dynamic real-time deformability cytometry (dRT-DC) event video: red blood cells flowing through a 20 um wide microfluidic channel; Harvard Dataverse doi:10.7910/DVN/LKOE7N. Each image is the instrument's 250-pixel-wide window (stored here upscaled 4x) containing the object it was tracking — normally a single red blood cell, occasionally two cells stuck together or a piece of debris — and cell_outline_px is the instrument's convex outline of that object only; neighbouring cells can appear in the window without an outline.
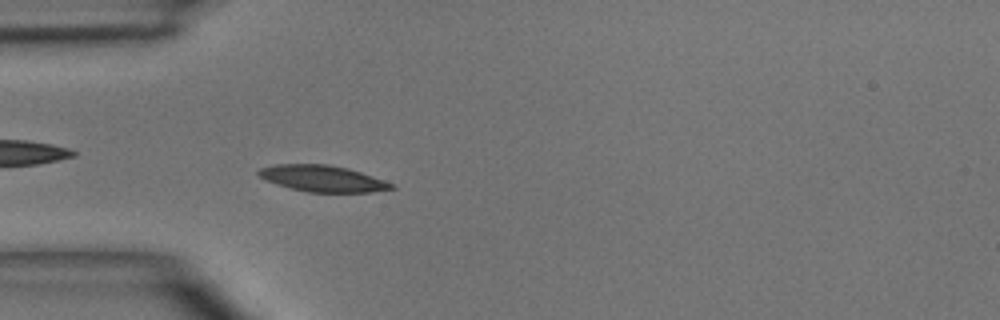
{"species": "common noctule bat (a hibernating species)", "species_latin": "Nyctalus noctula", "temperature_condition": "room temperature", "stored_images_in_passage": 6, "segment_of_instrument_passage": [1, 2], "camera_frame_rate_fps": 3000, "um_per_image_px": 0.085, "animal": {"sex": "male", "body_mass_g": 15.6}, "frame": {"image": 1, "passage_image": 5, "time_ms": 4.667, "image_size_px": [1000, 320], "cell_outline_px": [[396, 188], [372, 192], [308, 192], [276, 184], [260, 176], [256, 172], [260, 168], [276, 164], [328, 164], [348, 168], [396, 184]], "centroid_in_image_um": [27.46, 15.17], "position_along_channel_um": 57.5, "area_um2": 20.29}}